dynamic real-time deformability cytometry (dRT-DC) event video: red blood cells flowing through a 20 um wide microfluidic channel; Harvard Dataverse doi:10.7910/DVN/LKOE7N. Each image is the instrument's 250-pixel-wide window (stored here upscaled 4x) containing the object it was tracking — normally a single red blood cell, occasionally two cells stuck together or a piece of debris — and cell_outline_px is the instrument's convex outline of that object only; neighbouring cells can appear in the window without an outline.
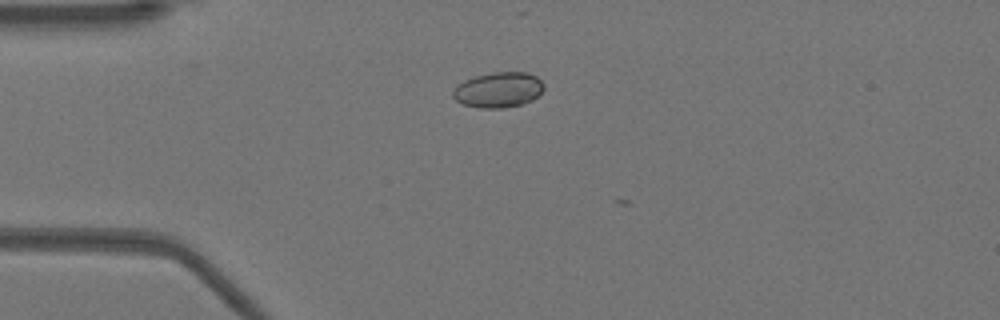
{"species": "Egyptian fruit bat (a non-hibernating species)", "species_latin": "Rousettus aegyptiacus", "temperature_condition": "warm", "stored_images_in_passage": 3, "camera_frame_rate_fps": 3000, "um_per_image_px": 0.085, "animal": {"sex": "female"}, "frame": {"image": 1, "passage_image": 1, "time_ms": 0.0, "image_size_px": [1000, 320], "cell_outline_px": [[544, 88], [532, 100], [520, 104], [500, 108], [480, 108], [464, 104], [456, 100], [452, 96], [452, 92], [464, 80], [476, 76], [492, 72], [528, 72], [536, 76], [544, 84]], "centroid_in_image_um": [42.37, 7.62], "position_along_channel_um": 42.6, "area_um2": 18.5}}